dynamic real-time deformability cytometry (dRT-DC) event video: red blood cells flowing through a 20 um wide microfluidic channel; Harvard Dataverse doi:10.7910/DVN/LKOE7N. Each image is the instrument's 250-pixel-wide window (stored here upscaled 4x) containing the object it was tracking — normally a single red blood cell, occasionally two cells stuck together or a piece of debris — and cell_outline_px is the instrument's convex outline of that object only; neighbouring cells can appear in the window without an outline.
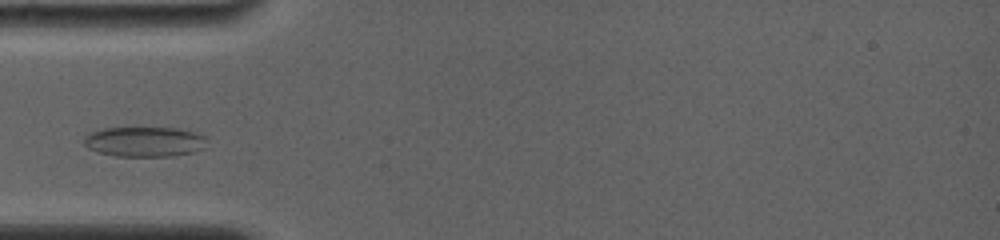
{"species": "common noctule bat (a hibernating species)", "species_latin": "Nyctalus noctula", "temperature_condition": "room temperature", "stored_images_in_passage": 6, "camera_frame_rate_fps": 4000, "um_per_image_px": 0.085, "animal": {"sex": "female", "body_mass_g": 19.0, "forearm_length_mm": 56.7}, "frame": {"image": 1, "passage_image": 4, "time_ms": 2.5, "image_size_px": [1000, 240], "cell_outline_px": [[208, 148], [192, 152], [172, 156], [116, 156], [96, 152], [88, 148], [84, 144], [84, 136], [92, 132], [104, 128], [180, 128], [196, 132], [208, 136]], "centroid_in_image_um": [12.37, 12.04], "position_along_channel_um": 72.6, "area_um2": 21.91}}
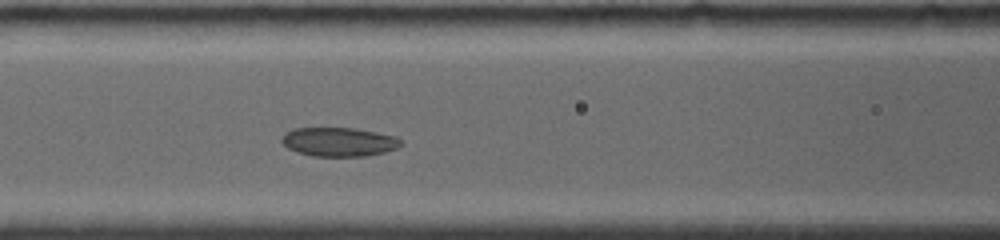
{"frame": {"image": 2, "passage_image": 6, "time_ms": 4.25, "image_size_px": [1000, 240], "cell_outline_px": [[404, 144], [396, 148], [384, 152], [368, 156], [312, 156], [296, 152], [288, 148], [280, 140], [288, 132], [296, 128], [356, 128], [396, 136]], "centroid_in_image_um": [28.84, 12.06], "position_along_channel_um": 137.8, "area_um2": 20.06}}